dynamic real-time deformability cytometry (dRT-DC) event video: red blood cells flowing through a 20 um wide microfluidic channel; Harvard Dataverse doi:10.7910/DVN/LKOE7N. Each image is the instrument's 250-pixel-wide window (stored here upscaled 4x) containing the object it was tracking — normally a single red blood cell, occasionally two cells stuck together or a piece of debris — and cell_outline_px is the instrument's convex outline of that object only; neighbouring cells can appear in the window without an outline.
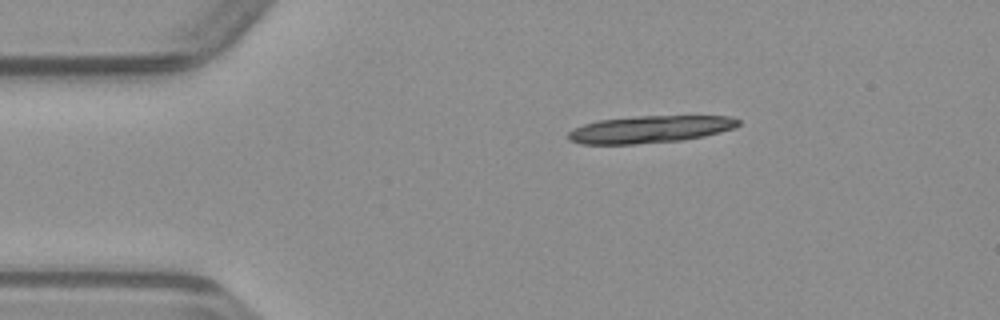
{"species": "common noctule bat (a hibernating species)", "species_latin": "Nyctalus noctula", "temperature_condition": "warm", "stored_images_in_passage": 9, "camera_frame_rate_fps": 3000, "um_per_image_px": 0.085, "animal": {"sex": "male", "body_mass_g": 23.1, "forearm_length_mm": 52.7}, "frame": {"image": 1, "passage_image": 1, "time_ms": 0.0, "image_size_px": [1000, 320], "cell_outline_px": [[740, 124], [736, 128], [704, 136], [684, 140], [636, 144], [580, 144], [568, 140], [568, 132], [572, 128], [584, 124], [600, 120], [636, 116], [732, 116], [740, 120]], "centroid_in_image_um": [55.26, 10.99], "position_along_channel_um": 29.7, "area_um2": 27.17}}